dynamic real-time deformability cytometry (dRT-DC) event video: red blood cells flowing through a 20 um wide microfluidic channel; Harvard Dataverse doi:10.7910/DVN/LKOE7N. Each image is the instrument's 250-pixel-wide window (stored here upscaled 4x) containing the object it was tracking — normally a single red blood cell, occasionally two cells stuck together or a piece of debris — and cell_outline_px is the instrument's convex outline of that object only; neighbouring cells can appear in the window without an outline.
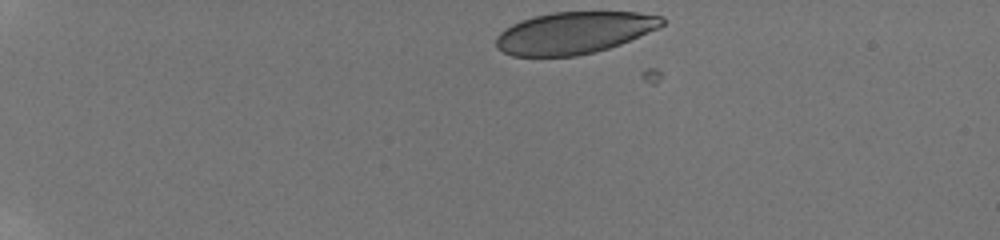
{"species": "human", "species_latin": "Homo sapiens", "temperature_condition": "room temperature", "stored_images_in_passage": 10, "camera_frame_rate_fps": 3000, "um_per_image_px": 0.085, "donor": {"sex": "male"}, "frame": {"image": 1, "passage_image": 1, "time_ms": 0.0, "image_size_px": [1000, 240], "cell_outline_px": [[664, 24], [660, 28], [620, 44], [608, 48], [576, 56], [512, 56], [496, 48], [496, 36], [504, 28], [512, 24], [536, 16], [552, 12], [636, 12], [664, 16]], "centroid_in_image_um": [48.81, 2.78], "position_along_channel_um": 36.2, "area_um2": 40.52}}
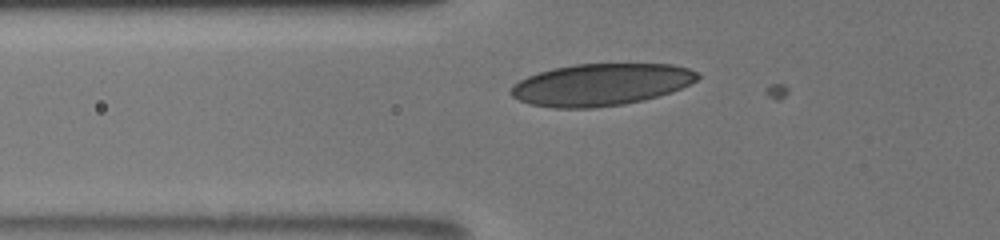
{"frame": {"image": 2, "passage_image": 8, "time_ms": 3.333, "image_size_px": [1000, 240], "cell_outline_px": [[700, 76], [696, 80], [680, 88], [656, 96], [624, 104], [592, 108], [556, 108], [532, 104], [520, 100], [512, 96], [508, 92], [512, 84], [528, 76], [552, 68], [576, 64], [672, 64], [688, 68], [696, 72]], "centroid_in_image_um": [51.03, 7.19], "position_along_channel_um": 74.8, "area_um2": 45.32}}